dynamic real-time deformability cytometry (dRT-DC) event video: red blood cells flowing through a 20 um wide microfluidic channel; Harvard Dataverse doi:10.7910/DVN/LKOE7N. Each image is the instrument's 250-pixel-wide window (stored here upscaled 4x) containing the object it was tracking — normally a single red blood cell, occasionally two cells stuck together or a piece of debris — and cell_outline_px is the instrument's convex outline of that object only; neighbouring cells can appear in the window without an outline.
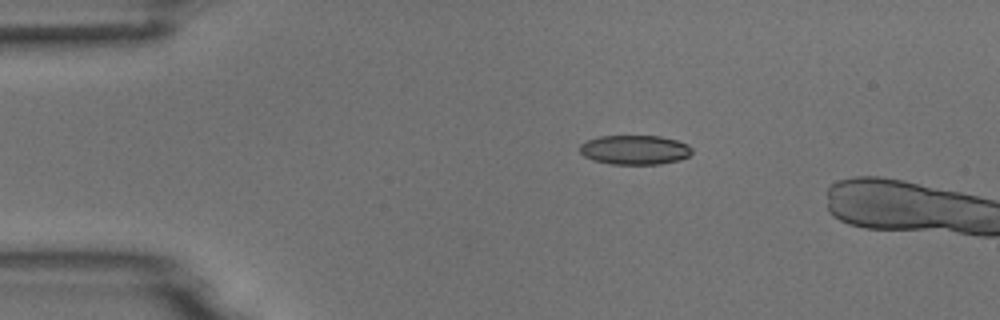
{"species": "common noctule bat (a hibernating species)", "species_latin": "Nyctalus noctula", "temperature_condition": "room temperature", "stored_images_in_passage": 3, "camera_frame_rate_fps": 3000, "um_per_image_px": 0.085, "animal": {"sex": "male", "body_mass_g": 18.8}, "frame": {"image": 1, "passage_image": 3, "time_ms": 2.333, "image_size_px": [1000, 320], "cell_outline_px": [[692, 152], [688, 156], [680, 160], [660, 164], [612, 164], [592, 160], [584, 156], [580, 152], [580, 144], [588, 140], [600, 136], [660, 136], [676, 140], [688, 144], [692, 148]], "centroid_in_image_um": [53.96, 12.74], "position_along_channel_um": 31.0, "area_um2": 19.25}}